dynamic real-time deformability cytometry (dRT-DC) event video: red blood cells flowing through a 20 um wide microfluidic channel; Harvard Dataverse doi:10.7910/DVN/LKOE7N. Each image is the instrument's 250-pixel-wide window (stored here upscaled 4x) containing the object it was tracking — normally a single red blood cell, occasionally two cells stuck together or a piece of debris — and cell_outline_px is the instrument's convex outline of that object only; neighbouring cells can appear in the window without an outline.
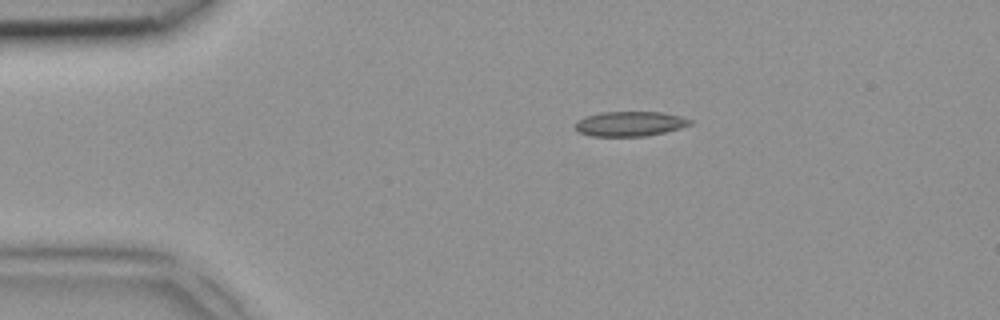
{"species": "common noctule bat (a hibernating species)", "species_latin": "Nyctalus noctula", "temperature_condition": "room temperature", "stored_images_in_passage": 3, "segment_of_instrument_passage": [1, 2], "camera_frame_rate_fps": 3000, "um_per_image_px": 0.085, "animal": {"sex": "female", "body_mass_g": 18.4}, "frame": {"image": 1, "passage_image": 1, "time_ms": 0.0, "image_size_px": [1000, 320], "cell_outline_px": [[692, 124], [680, 128], [664, 132], [644, 136], [592, 136], [580, 132], [572, 124], [576, 120], [584, 116], [600, 112], [664, 112], [680, 116], [692, 120]], "centroid_in_image_um": [53.51, 10.51], "position_along_channel_um": 31.5, "area_um2": 16.7}}